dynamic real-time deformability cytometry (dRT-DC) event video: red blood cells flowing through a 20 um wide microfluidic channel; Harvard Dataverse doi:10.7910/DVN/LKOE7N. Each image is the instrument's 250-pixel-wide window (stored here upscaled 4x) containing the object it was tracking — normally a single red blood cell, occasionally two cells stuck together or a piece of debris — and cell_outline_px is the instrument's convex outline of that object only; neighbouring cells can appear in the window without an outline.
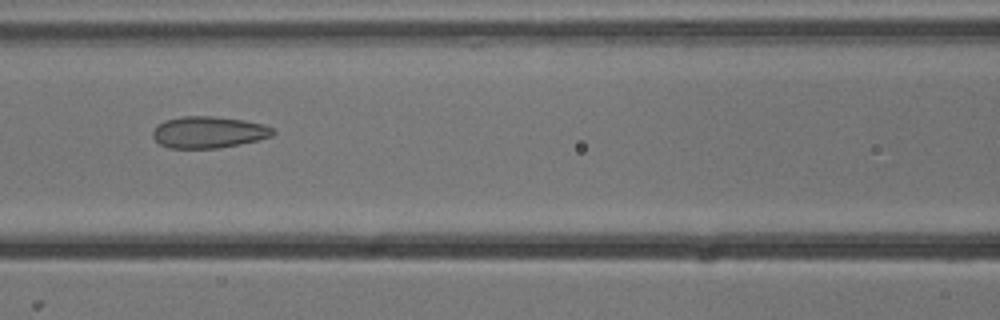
{"species": "common noctule bat (a hibernating species)", "species_latin": "Nyctalus noctula", "temperature_condition": "cold", "stored_images_in_passage": 8, "camera_frame_rate_fps": 3000, "um_per_image_px": 0.085, "animal": {"sex": "male", "body_mass_g": 13.3}, "frame": {"image": 1, "passage_image": 6, "time_ms": 1.667, "image_size_px": [1000, 320], "cell_outline_px": [[276, 132], [272, 136], [260, 140], [220, 148], [168, 148], [160, 144], [152, 136], [152, 132], [156, 124], [164, 120], [184, 116], [212, 116], [244, 120], [264, 124], [272, 128]], "centroid_in_image_um": [17.72, 11.24], "position_along_channel_um": 148.9, "area_um2": 22.37}}
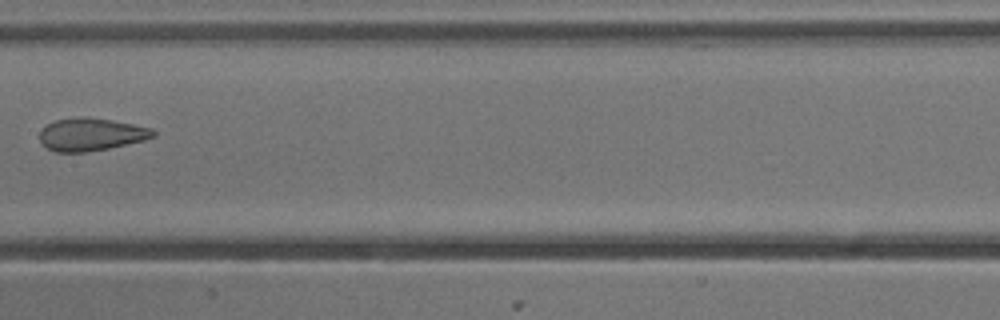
{"frame": {"image": 2, "passage_image": 7, "time_ms": 2.0, "image_size_px": [1000, 320], "cell_outline_px": [[156, 136], [144, 140], [108, 148], [84, 152], [56, 152], [48, 148], [40, 140], [40, 132], [48, 124], [56, 120], [80, 116], [88, 116], [112, 120], [152, 128], [156, 132]], "centroid_in_image_um": [7.76, 11.41], "position_along_channel_um": 199.6, "area_um2": 21.5}}
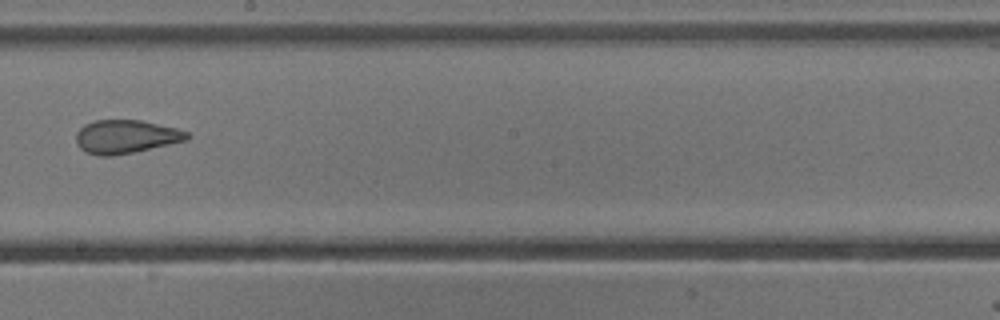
{"frame": {"image": 3, "passage_image": 8, "time_ms": 2.333, "image_size_px": [1000, 320], "cell_outline_px": [[192, 136], [188, 140], [132, 152], [112, 156], [100, 156], [84, 152], [76, 144], [76, 132], [84, 124], [96, 120], [140, 120], [176, 128], [188, 132]], "centroid_in_image_um": [10.68, 11.62], "position_along_channel_um": 237.5, "area_um2": 21.68}}